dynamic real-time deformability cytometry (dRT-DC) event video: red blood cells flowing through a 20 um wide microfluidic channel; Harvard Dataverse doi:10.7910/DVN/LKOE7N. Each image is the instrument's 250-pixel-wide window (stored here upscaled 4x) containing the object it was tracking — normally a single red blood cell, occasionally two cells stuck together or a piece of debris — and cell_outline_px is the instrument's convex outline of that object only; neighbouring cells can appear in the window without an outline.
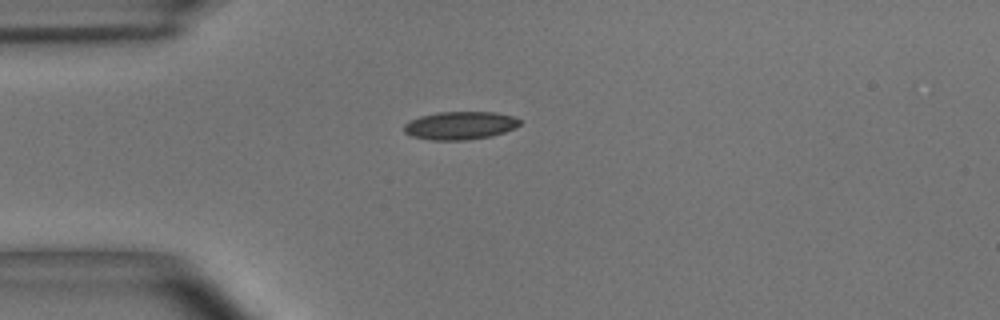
{"species": "common noctule bat (a hibernating species)", "species_latin": "Nyctalus noctula", "temperature_condition": "room temperature", "stored_images_in_passage": 34, "camera_frame_rate_fps": 3000, "um_per_image_px": 0.085, "animal": {"sex": "male", "body_mass_g": 15.6}, "frame": {"image": 1, "passage_image": 1, "time_ms": 0.0, "image_size_px": [1000, 320], "cell_outline_px": [[520, 124], [516, 128], [492, 136], [468, 140], [428, 140], [412, 136], [404, 132], [404, 124], [420, 116], [440, 112], [496, 112], [512, 116], [520, 120]], "centroid_in_image_um": [39.12, 10.67], "position_along_channel_um": 45.9, "area_um2": 18.96}}
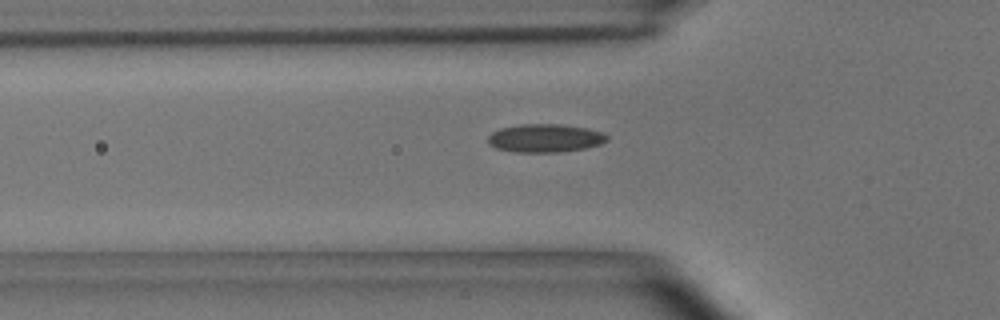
{"frame": {"image": 2, "passage_image": 5, "time_ms": 1.333, "image_size_px": [1000, 320], "cell_outline_px": [[608, 140], [600, 144], [584, 148], [560, 152], [516, 152], [496, 148], [488, 144], [488, 136], [492, 132], [500, 128], [520, 124], [560, 124], [588, 128], [604, 132], [608, 136]], "centroid_in_image_um": [46.33, 11.73], "position_along_channel_um": 79.5, "area_um2": 19.71}}
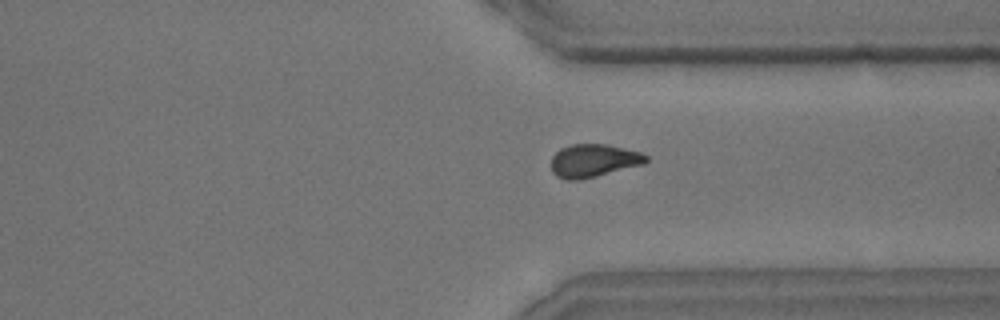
{"frame": {"image": 3, "passage_image": 28, "time_ms": 9.0, "image_size_px": [1000, 320], "cell_outline_px": [[648, 160], [644, 164], [580, 180], [568, 180], [556, 176], [552, 172], [552, 156], [560, 148], [572, 144], [608, 144], [640, 152], [648, 156]], "centroid_in_image_um": [50.45, 13.65], "position_along_channel_um": 361.0, "area_um2": 18.26}, "authors_computed_cell_mechanics": {"area_um2": 18.2648, "velocity_mm_per_s": 3.663, "shape_relaxation_time_tau1_ms": 5.8911, "shape_relaxation_time_tau2_ms": 1.853, "deformation_change_tau1": 0.1574, "deformation_change_tau2": 0.0822}}